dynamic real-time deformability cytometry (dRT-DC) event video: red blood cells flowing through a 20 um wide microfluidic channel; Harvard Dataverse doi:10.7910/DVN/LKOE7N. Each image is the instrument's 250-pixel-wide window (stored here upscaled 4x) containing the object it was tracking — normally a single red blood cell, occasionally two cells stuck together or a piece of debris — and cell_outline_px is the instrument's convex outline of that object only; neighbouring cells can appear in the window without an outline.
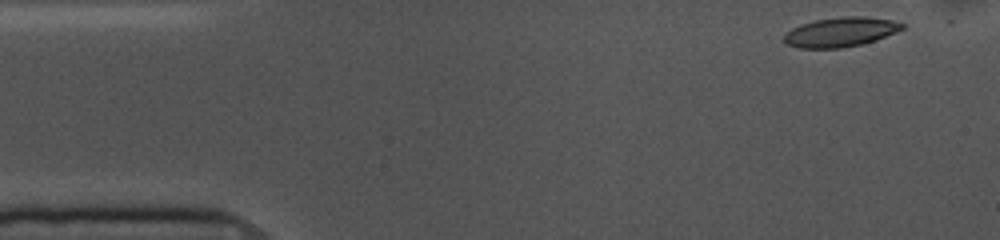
{"species": "common noctule bat (a hibernating species)", "species_latin": "Nyctalus noctula", "temperature_condition": "cold", "stored_images_in_passage": 33, "camera_frame_rate_fps": 3000, "um_per_image_px": 0.085, "animal": {"sex": "female", "body_mass_g": 10.0, "forearm_length_mm": 53.1}, "frame": {"image": 1, "passage_image": 1, "time_ms": 0.0, "image_size_px": [1000, 240], "cell_outline_px": [[904, 28], [896, 32], [876, 40], [860, 44], [840, 48], [800, 48], [788, 44], [784, 40], [784, 36], [792, 28], [800, 24], [816, 20], [844, 16], [864, 16], [888, 20], [904, 24]], "centroid_in_image_um": [71.44, 2.72], "position_along_channel_um": 13.6, "area_um2": 20.0}}
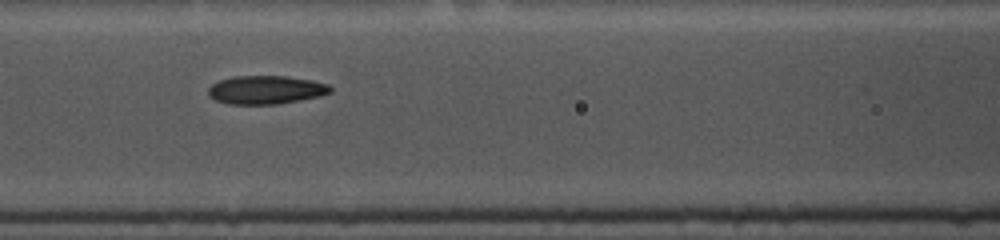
{"frame": {"image": 2, "passage_image": 19, "time_ms": 6.0, "image_size_px": [1000, 240], "cell_outline_px": [[332, 92], [320, 96], [300, 100], [276, 104], [228, 104], [216, 100], [208, 96], [208, 88], [212, 84], [220, 80], [232, 76], [288, 76], [312, 80], [328, 84], [332, 88]], "centroid_in_image_um": [22.6, 7.63], "position_along_channel_um": 144.0, "area_um2": 20.35}}
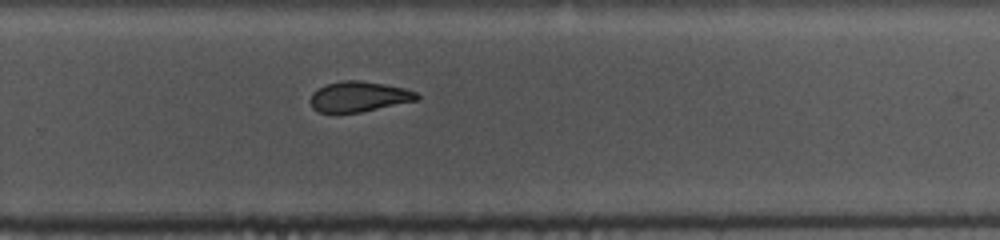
{"frame": {"image": 3, "passage_image": 32, "time_ms": 10.333, "image_size_px": [1000, 240], "cell_outline_px": [[420, 100], [360, 112], [320, 112], [312, 108], [312, 92], [328, 84], [344, 80], [360, 80], [384, 84], [404, 88], [416, 92], [420, 96]], "centroid_in_image_um": [30.56, 8.21], "position_along_channel_um": 299.2, "area_um2": 18.61}}